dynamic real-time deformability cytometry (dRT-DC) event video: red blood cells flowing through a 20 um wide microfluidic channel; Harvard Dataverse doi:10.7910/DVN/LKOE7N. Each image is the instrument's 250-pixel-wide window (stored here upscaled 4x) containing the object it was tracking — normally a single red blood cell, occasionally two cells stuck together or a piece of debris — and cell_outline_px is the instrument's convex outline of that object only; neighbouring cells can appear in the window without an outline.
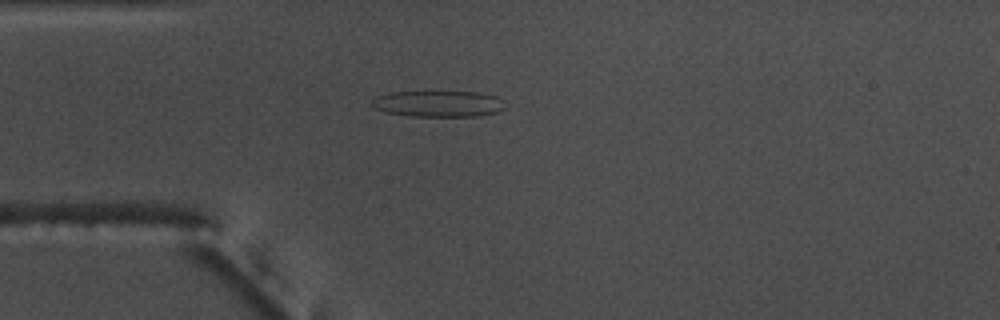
{"species": "common noctule bat (a hibernating species)", "species_latin": "Nyctalus noctula", "temperature_condition": "warm", "stored_images_in_passage": 55, "camera_frame_rate_fps": 3000, "um_per_image_px": 0.085, "animal": {"sex": "male", "body_mass_g": 17.5, "forearm_length_mm": 52.3}, "frame": {"image": 1, "passage_image": 15, "time_ms": 4.667, "image_size_px": [1000, 320], "cell_outline_px": [[504, 108], [500, 112], [476, 116], [412, 116], [384, 112], [376, 108], [372, 104], [372, 100], [376, 96], [392, 92], [476, 92], [496, 96], [500, 100]], "centroid_in_image_um": [37.25, 8.82], "position_along_channel_um": 47.8, "area_um2": 20.11}}
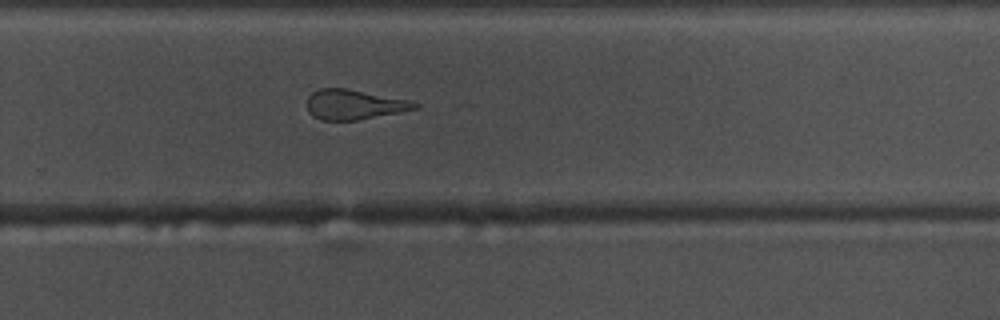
{"frame": {"image": 2, "passage_image": 36, "time_ms": 11.667, "image_size_px": [1000, 320], "cell_outline_px": [[420, 108], [400, 112], [356, 120], [320, 120], [312, 116], [308, 112], [308, 96], [312, 92], [320, 88], [348, 88], [408, 100], [420, 104]], "centroid_in_image_um": [30.09, 8.88], "position_along_channel_um": 299.7, "area_um2": 18.79}}
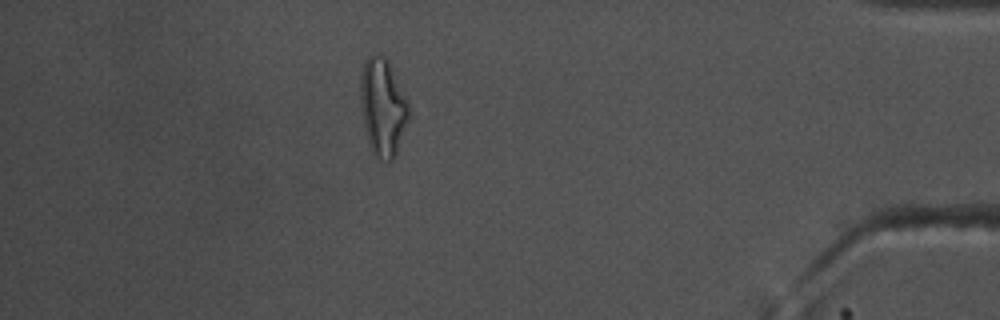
{"frame": {"image": 3, "passage_image": 48, "time_ms": 15.667, "image_size_px": [1000, 320], "cell_outline_px": [[408, 120], [396, 156], [392, 160], [380, 160], [372, 152], [368, 140], [364, 124], [360, 100], [360, 76], [364, 60], [372, 52], [380, 52], [388, 60], [408, 104]], "centroid_in_image_um": [32.51, 9.07], "position_along_channel_um": 402.7, "area_um2": 27.4}, "authors_computed_cell_mechanics": {"area_um2": 21.0392, "velocity_mm_per_s": 3.7573, "shape_relaxation_time_tau1_ms": 11.0011, "shape_relaxation_time_tau2_ms": 1.6144, "deformation_change_tau1": 0.2884, "deformation_change_tau2": 0.1154}}